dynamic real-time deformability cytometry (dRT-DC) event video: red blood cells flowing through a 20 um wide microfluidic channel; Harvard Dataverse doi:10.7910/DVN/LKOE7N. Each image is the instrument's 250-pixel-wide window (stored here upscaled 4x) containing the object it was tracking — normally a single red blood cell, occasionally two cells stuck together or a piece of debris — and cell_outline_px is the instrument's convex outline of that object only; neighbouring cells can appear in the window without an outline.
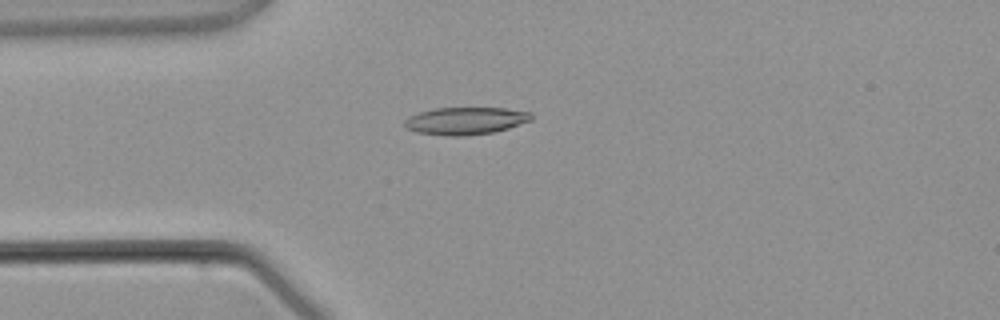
{"species": "common noctule bat (a hibernating species)", "species_latin": "Nyctalus noctula", "temperature_condition": "warm", "stored_images_in_passage": 2, "camera_frame_rate_fps": 3000, "um_per_image_px": 0.085, "animal": {"sex": "male", "body_mass_g": 21.5, "forearm_length_mm": 52.0}, "frame": {"image": 1, "passage_image": 2, "time_ms": 1.0, "image_size_px": [1000, 320], "cell_outline_px": [[532, 120], [496, 132], [464, 136], [444, 136], [416, 132], [408, 128], [404, 124], [404, 120], [408, 116], [432, 108], [504, 108], [532, 112]], "centroid_in_image_um": [39.57, 10.27], "position_along_channel_um": 45.4, "area_um2": 20.4}}